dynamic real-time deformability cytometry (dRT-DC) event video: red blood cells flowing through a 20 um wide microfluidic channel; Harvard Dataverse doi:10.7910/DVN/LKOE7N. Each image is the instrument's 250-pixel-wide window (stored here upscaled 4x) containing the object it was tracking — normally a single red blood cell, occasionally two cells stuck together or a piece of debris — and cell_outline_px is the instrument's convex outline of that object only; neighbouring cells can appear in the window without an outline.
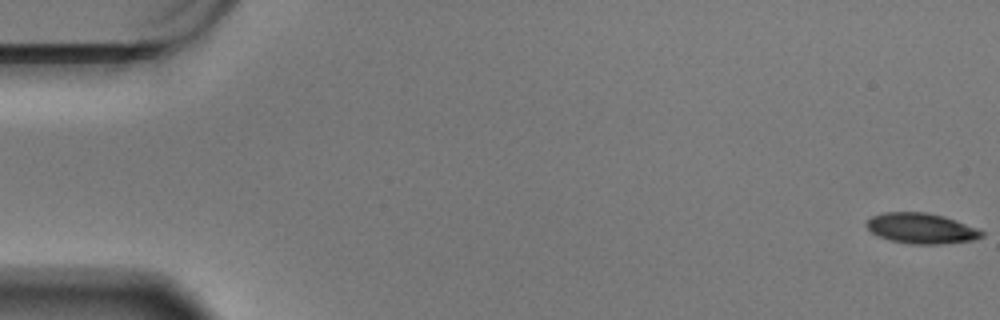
{"species": "Egyptian fruit bat (a non-hibernating species)", "species_latin": "Rousettus aegyptiacus", "temperature_condition": "warm", "stored_images_in_passage": 60, "camera_frame_rate_fps": 3000, "um_per_image_px": 0.085, "animal": {"sex": "male"}, "frame": {"image": 1, "passage_image": 1, "time_ms": 0.0, "image_size_px": [1000, 320], "cell_outline_px": [[984, 236], [972, 240], [940, 244], [908, 244], [892, 240], [880, 236], [872, 232], [864, 224], [872, 216], [884, 212], [924, 212], [944, 216], [956, 220], [976, 228], [984, 232]], "centroid_in_image_um": [78.31, 19.4], "position_along_channel_um": 6.7, "area_um2": 20.29}}
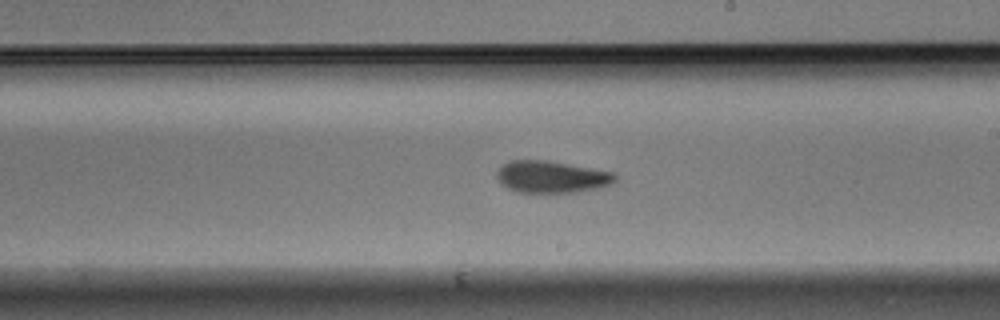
{"frame": {"image": 2, "passage_image": 35, "time_ms": 11.333, "image_size_px": [1000, 320], "cell_outline_px": [[616, 180], [600, 188], [576, 192], [520, 192], [508, 188], [496, 176], [496, 172], [504, 164], [512, 160], [548, 160], [612, 172], [616, 176]], "centroid_in_image_um": [46.89, 15.02], "position_along_channel_um": 242.1, "area_um2": 21.68}}
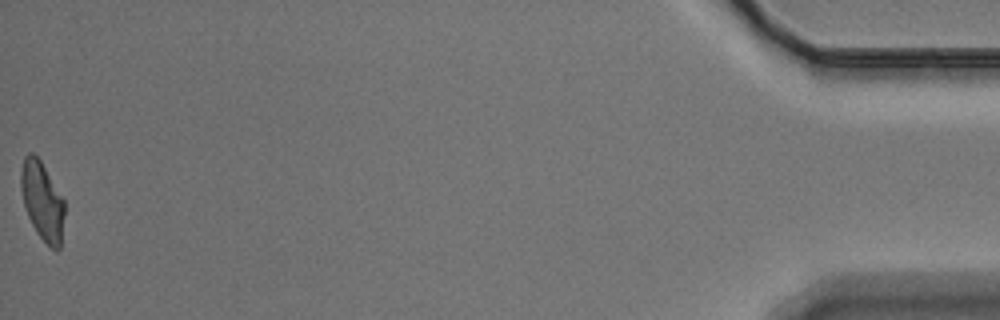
{"frame": {"image": 3, "passage_image": 60, "time_ms": 19.667, "image_size_px": [1000, 320], "cell_outline_px": [[64, 212], [60, 248], [56, 252], [36, 232], [28, 216], [24, 204], [20, 188], [20, 172], [24, 156], [28, 152], [32, 152], [40, 160], [64, 200]], "centroid_in_image_um": [3.57, 17.06], "position_along_channel_um": 431.6, "area_um2": 19.71}, "authors_computed_cell_mechanics": {"area_um2": 21.386, "velocity_mm_per_s": 3.4291, "shape_relaxation_time_tau1_ms": 5.0699, "shape_relaxation_time_tau2_ms": 3.8366, "deformation_change_tau1": 0.1438, "deformation_change_tau2": 0.1078}}